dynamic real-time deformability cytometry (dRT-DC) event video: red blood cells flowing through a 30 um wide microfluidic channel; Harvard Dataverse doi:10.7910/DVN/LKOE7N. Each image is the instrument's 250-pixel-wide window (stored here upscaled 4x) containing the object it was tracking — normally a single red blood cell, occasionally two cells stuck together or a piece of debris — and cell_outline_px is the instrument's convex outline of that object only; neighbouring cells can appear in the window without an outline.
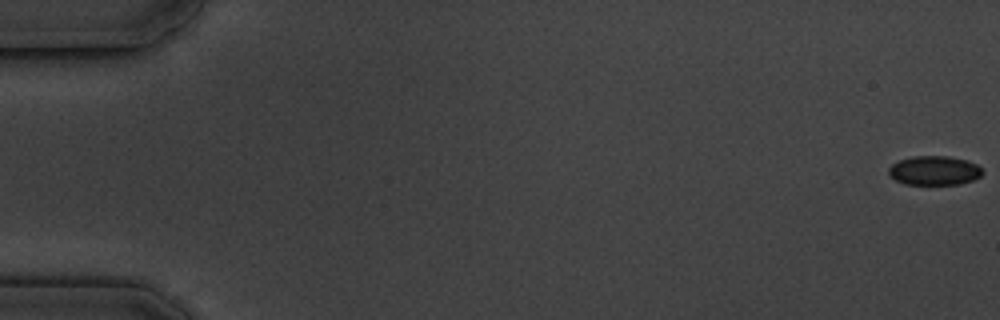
{"species": "common noctule bat (a hibernating species)", "species_latin": "Nyctalus noctula", "temperature_condition": "cold", "stored_images_in_passage": 6, "camera_frame_rate_fps": 3000, "um_per_image_px": 0.085, "animal": {"sex": "male", "body_mass_g": 19.5, "forearm_length_mm": 54.6}, "frame": {"image": 1, "passage_image": 1, "time_ms": 0.0, "image_size_px": [1000, 320], "cell_outline_px": [[984, 172], [980, 176], [972, 180], [960, 184], [904, 184], [888, 176], [888, 168], [892, 164], [900, 160], [912, 156], [948, 156], [968, 160], [976, 164]], "centroid_in_image_um": [79.4, 14.49], "position_along_channel_um": 5.6, "area_um2": 16.01}}
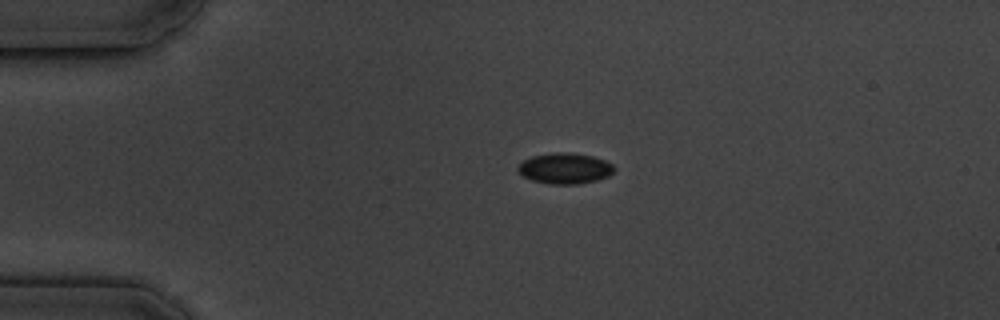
{"frame": {"image": 2, "passage_image": 5, "time_ms": 4.333, "image_size_px": [1000, 320], "cell_outline_px": [[616, 168], [608, 176], [596, 180], [576, 184], [548, 184], [532, 180], [524, 176], [516, 168], [524, 160], [532, 156], [552, 152], [572, 152], [592, 156], [604, 160], [612, 164]], "centroid_in_image_um": [48.02, 14.3], "position_along_channel_um": 37.0, "area_um2": 17.22}}